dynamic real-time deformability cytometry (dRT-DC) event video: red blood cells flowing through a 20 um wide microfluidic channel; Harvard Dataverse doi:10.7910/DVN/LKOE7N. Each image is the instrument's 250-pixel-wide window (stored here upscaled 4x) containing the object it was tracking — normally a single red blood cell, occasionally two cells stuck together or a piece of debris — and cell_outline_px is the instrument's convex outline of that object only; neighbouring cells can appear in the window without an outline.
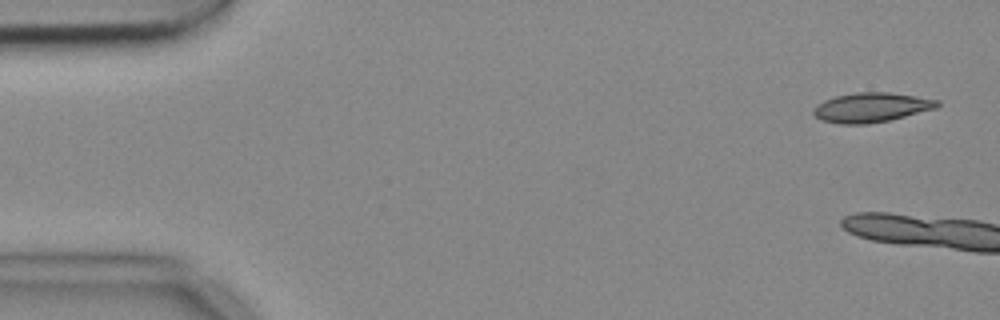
{"species": "common noctule bat (a hibernating species)", "species_latin": "Nyctalus noctula", "temperature_condition": "cold", "stored_images_in_passage": 6, "camera_frame_rate_fps": 3000, "um_per_image_px": 0.085, "animal": {"sex": "female", "body_mass_g": 18.4}, "frame": {"image": 1, "passage_image": 1, "time_ms": 0.0, "image_size_px": [1000, 320], "cell_outline_px": [[940, 104], [936, 108], [888, 120], [864, 124], [840, 124], [824, 120], [816, 116], [812, 112], [816, 104], [824, 100], [836, 96], [856, 92], [888, 92], [916, 96], [940, 100]], "centroid_in_image_um": [74.06, 9.12], "position_along_channel_um": 10.9, "area_um2": 21.1}}
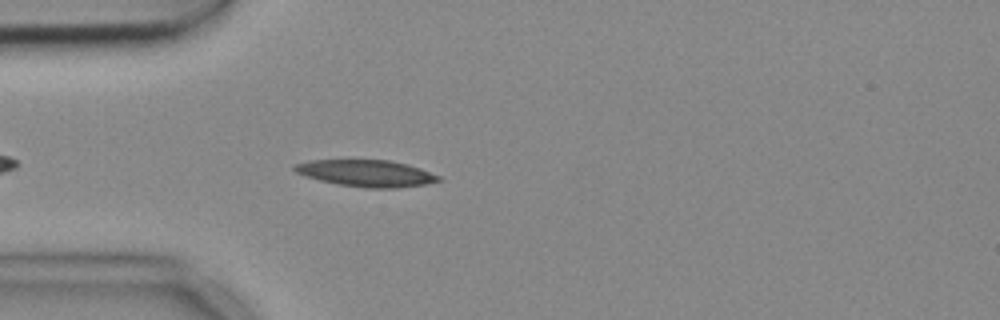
{"frame": {"image": 2, "passage_image": 6, "time_ms": 1.667, "image_size_px": [1000, 320], "cell_outline_px": [[444, 180], [424, 184], [396, 188], [364, 188], [340, 184], [320, 180], [304, 176], [296, 172], [292, 168], [292, 164], [308, 160], [388, 160], [408, 164], [420, 168], [440, 176]], "centroid_in_image_um": [31.12, 14.72], "position_along_channel_um": 53.9, "area_um2": 22.48}}